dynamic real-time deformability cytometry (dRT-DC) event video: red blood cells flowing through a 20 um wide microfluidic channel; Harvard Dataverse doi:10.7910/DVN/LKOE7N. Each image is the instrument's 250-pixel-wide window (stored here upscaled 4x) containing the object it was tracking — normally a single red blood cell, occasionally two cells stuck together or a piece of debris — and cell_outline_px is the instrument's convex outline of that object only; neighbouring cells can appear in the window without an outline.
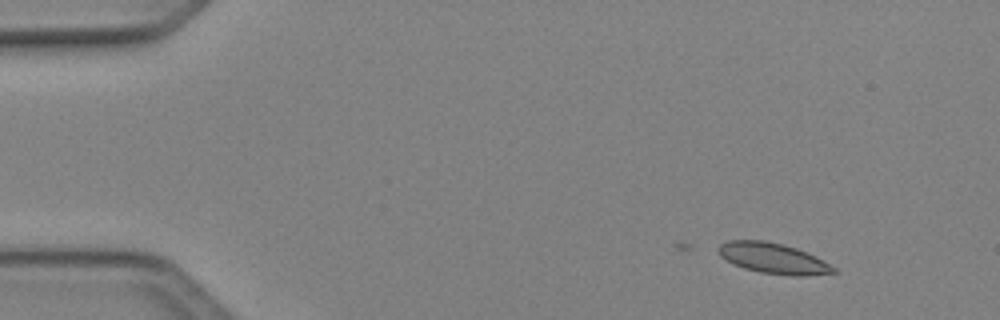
{"species": "Egyptian fruit bat (a non-hibernating species)", "species_latin": "Rousettus aegyptiacus", "temperature_condition": "cold", "stored_images_in_passage": 2, "camera_frame_rate_fps": 3000, "um_per_image_px": 0.085, "animal": {"sex": "female"}, "frame": {"image": 1, "passage_image": 2, "time_ms": 0.333, "image_size_px": [1000, 320], "cell_outline_px": [[840, 272], [800, 276], [792, 276], [760, 272], [744, 268], [732, 264], [720, 256], [716, 248], [720, 244], [728, 240], [764, 240], [784, 244], [796, 248], [836, 268]], "centroid_in_image_um": [65.65, 21.95], "position_along_channel_um": 19.3, "area_um2": 20.4}}